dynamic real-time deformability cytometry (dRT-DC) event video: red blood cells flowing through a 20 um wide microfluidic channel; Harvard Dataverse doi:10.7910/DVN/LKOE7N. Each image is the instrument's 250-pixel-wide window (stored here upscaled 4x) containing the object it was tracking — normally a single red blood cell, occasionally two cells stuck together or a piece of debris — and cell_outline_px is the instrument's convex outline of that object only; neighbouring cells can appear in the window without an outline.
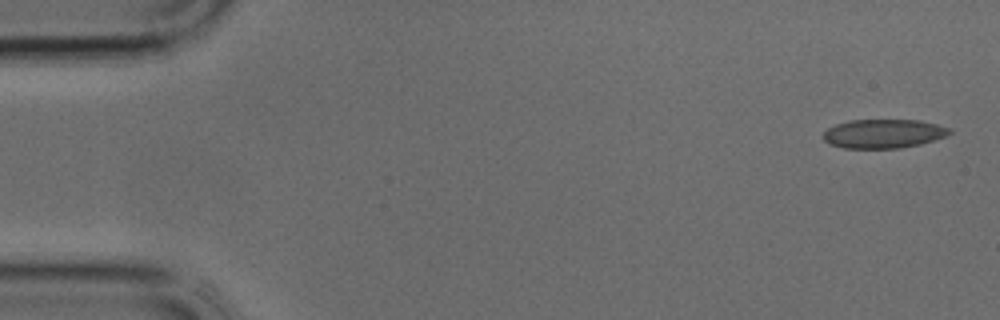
{"species": "common noctule bat (a hibernating species)", "species_latin": "Nyctalus noctula", "temperature_condition": "cold", "stored_images_in_passage": 37, "camera_frame_rate_fps": 3000, "um_per_image_px": 0.085, "animal": {"sex": "male", "body_mass_g": 17.9, "forearm_length_mm": 54.2}, "frame": {"image": 1, "passage_image": 1, "time_ms": 0.0, "image_size_px": [1000, 320], "cell_outline_px": [[952, 132], [948, 136], [920, 144], [900, 148], [844, 148], [828, 144], [824, 140], [824, 132], [828, 128], [836, 124], [848, 120], [920, 120], [936, 124], [948, 128]], "centroid_in_image_um": [75.09, 11.36], "position_along_channel_um": 9.9, "area_um2": 21.33}}
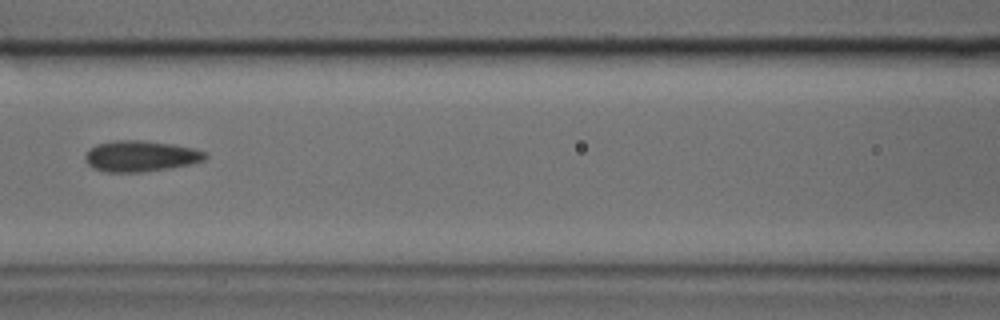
{"frame": {"image": 2, "passage_image": 16, "time_ms": 5.0, "image_size_px": [1000, 320], "cell_outline_px": [[208, 156], [204, 160], [192, 164], [168, 168], [140, 172], [104, 172], [92, 168], [84, 160], [84, 156], [88, 148], [96, 144], [112, 140], [140, 140], [172, 144], [196, 148], [208, 152]], "centroid_in_image_um": [11.94, 13.26], "position_along_channel_um": 154.7, "area_um2": 22.02}}
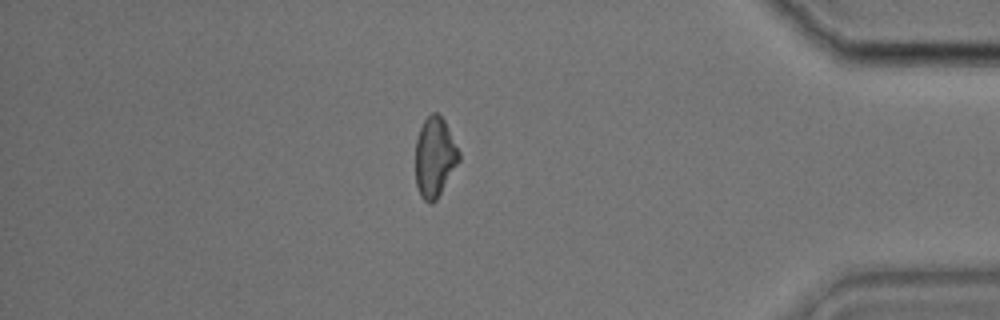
{"frame": {"image": 3, "passage_image": 32, "time_ms": 10.333, "image_size_px": [1000, 320], "cell_outline_px": [[460, 160], [436, 200], [432, 204], [424, 200], [420, 196], [416, 184], [416, 140], [420, 128], [424, 120], [432, 112], [436, 112], [444, 120], [460, 152]], "centroid_in_image_um": [36.95, 13.36], "position_along_channel_um": 398.3, "area_um2": 20.11}}